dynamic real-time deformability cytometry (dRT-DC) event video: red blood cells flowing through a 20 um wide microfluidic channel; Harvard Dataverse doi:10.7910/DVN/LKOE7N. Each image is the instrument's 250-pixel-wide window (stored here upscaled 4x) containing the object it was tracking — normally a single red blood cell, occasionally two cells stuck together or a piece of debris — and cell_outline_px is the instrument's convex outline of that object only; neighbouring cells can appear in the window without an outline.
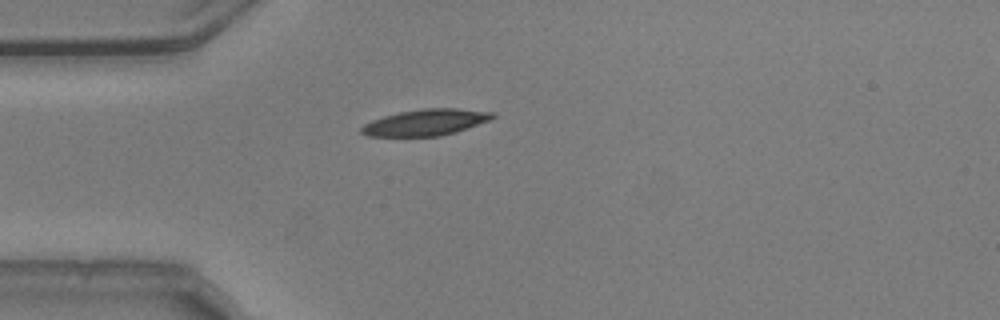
{"species": "common noctule bat (a hibernating species)", "species_latin": "Nyctalus noctula", "temperature_condition": "warm", "stored_images_in_passage": 34, "camera_frame_rate_fps": 3000, "um_per_image_px": 0.085, "animal": {"sex": "male", "body_mass_g": 20.5, "forearm_length_mm": 52.5}, "frame": {"image": 1, "passage_image": 1, "time_ms": 0.0, "image_size_px": [1000, 320], "cell_outline_px": [[496, 116], [492, 120], [456, 132], [440, 136], [368, 136], [360, 132], [360, 128], [364, 124], [372, 120], [384, 116], [400, 112], [424, 108], [456, 108], [496, 112]], "centroid_in_image_um": [36.24, 10.4], "position_along_channel_um": 48.8, "area_um2": 20.23}}
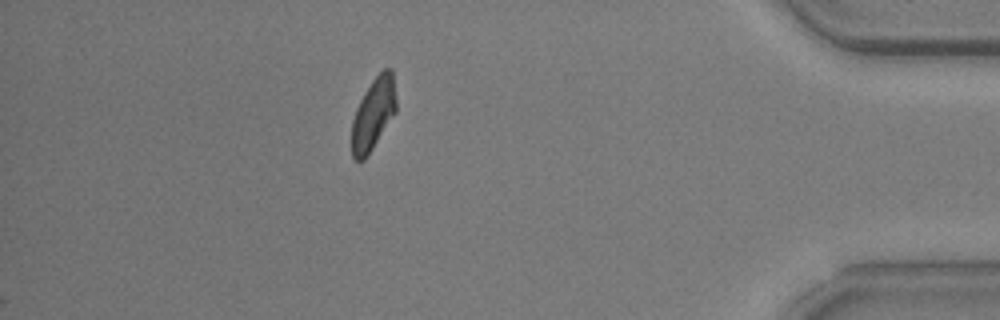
{"frame": {"image": 2, "passage_image": 34, "time_ms": 11.0, "image_size_px": [1000, 320], "cell_outline_px": [[396, 112], [364, 160], [356, 160], [352, 156], [352, 120], [356, 108], [364, 92], [372, 80], [384, 68], [392, 68], [396, 100]], "centroid_in_image_um": [31.73, 9.66], "position_along_channel_um": 403.5, "area_um2": 18.44}, "authors_computed_cell_mechanics": {"area_um2": 19.7387, "velocity_mm_per_s": 3.7368, "shape_relaxation_time_tau1_ms": 3.2074, "shape_relaxation_time_tau2_ms": 4.5623, "deformation_change_tau1": 0.1179, "deformation_change_tau2": 0.1073}}